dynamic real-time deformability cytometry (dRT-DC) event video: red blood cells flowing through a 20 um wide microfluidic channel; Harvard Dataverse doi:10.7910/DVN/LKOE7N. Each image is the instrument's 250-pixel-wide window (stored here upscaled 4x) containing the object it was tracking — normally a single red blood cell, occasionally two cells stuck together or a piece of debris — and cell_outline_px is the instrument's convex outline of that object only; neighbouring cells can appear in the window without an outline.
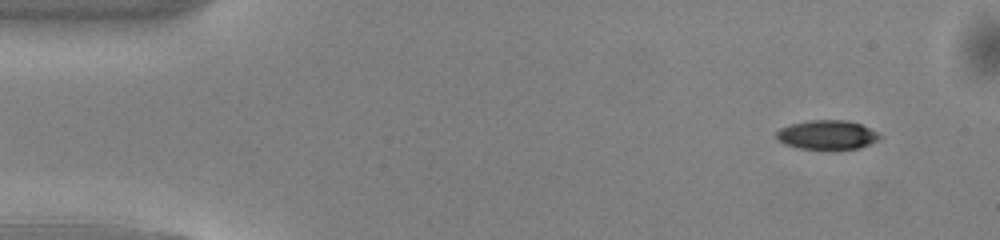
{"species": "common noctule bat (a hibernating species)", "species_latin": "Nyctalus noctula", "temperature_condition": "warm", "stored_images_in_passage": 47, "camera_frame_rate_fps": 3000, "um_per_image_px": 0.085, "animal": {"sex": "male", "body_mass_g": 13.0, "forearm_length_mm": 53.1}, "frame": {"image": 1, "passage_image": 1, "time_ms": 0.0, "image_size_px": [1000, 240], "cell_outline_px": [[880, 136], [876, 140], [860, 148], [836, 152], [832, 152], [800, 148], [784, 144], [776, 136], [776, 132], [780, 128], [792, 124], [808, 120], [848, 120], [860, 124], [876, 132]], "centroid_in_image_um": [70.29, 11.5], "position_along_channel_um": 14.7, "area_um2": 17.98}}
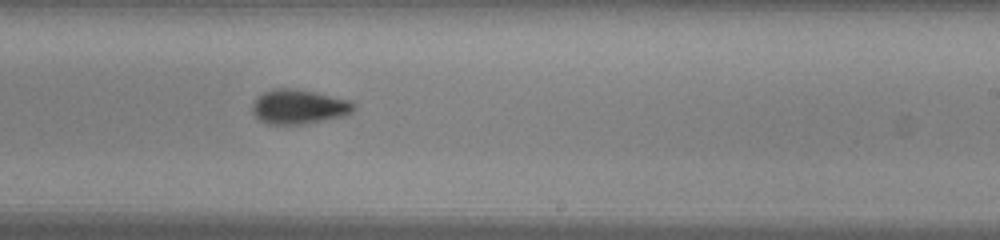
{"frame": {"image": 2, "passage_image": 27, "time_ms": 8.667, "image_size_px": [1000, 240], "cell_outline_px": [[356, 108], [348, 116], [304, 124], [268, 124], [260, 120], [252, 112], [252, 104], [256, 96], [272, 88], [296, 88], [316, 92], [352, 100], [356, 104]], "centroid_in_image_um": [25.45, 9.06], "position_along_channel_um": 263.6, "area_um2": 20.92}}
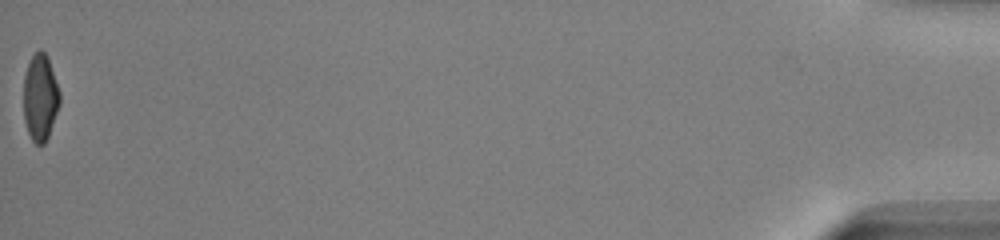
{"frame": {"image": 3, "passage_image": 47, "time_ms": 15.333, "image_size_px": [1000, 240], "cell_outline_px": [[60, 104], [48, 136], [44, 144], [36, 144], [32, 140], [28, 132], [24, 120], [24, 76], [28, 64], [32, 56], [40, 48], [48, 56], [60, 92]], "centroid_in_image_um": [3.42, 8.27], "position_along_channel_um": 431.8, "area_um2": 18.26}, "authors_computed_cell_mechanics": {"area_um2": 19.3052, "velocity_mm_per_s": 4.1281, "shape_relaxation_time_tau1_ms": 3.4575, "shape_relaxation_time_tau2_ms": 2.8346, "deformation_change_tau1": 0.1521, "deformation_change_tau2": 0.0815}}